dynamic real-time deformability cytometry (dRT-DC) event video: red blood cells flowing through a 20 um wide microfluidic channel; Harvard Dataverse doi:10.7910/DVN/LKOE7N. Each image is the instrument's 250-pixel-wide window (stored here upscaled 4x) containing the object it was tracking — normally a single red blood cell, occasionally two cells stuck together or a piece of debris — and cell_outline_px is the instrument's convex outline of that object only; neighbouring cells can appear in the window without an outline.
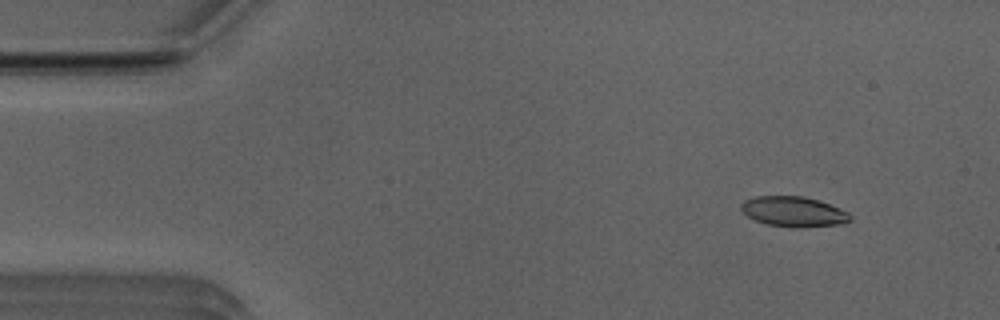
{"species": "Egyptian fruit bat (a non-hibernating species)", "species_latin": "Rousettus aegyptiacus", "temperature_condition": "room temperature", "stored_images_in_passage": 51, "camera_frame_rate_fps": 3000, "um_per_image_px": 0.085, "animal": {"sex": "male"}, "frame": {"image": 1, "passage_image": 5, "time_ms": 1.333, "image_size_px": [1000, 320], "cell_outline_px": [[852, 220], [840, 224], [800, 228], [768, 224], [756, 220], [748, 216], [740, 208], [740, 204], [744, 200], [756, 196], [804, 196], [820, 200], [848, 212], [852, 216]], "centroid_in_image_um": [67.48, 17.98], "position_along_channel_um": 17.5, "area_um2": 19.19}}
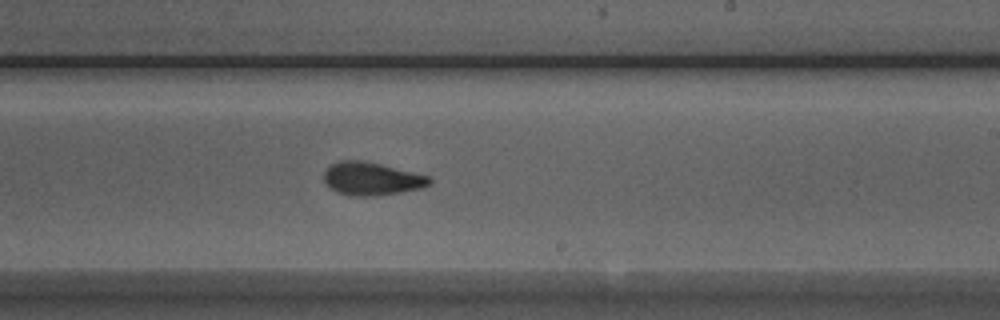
{"frame": {"image": 2, "passage_image": 30, "time_ms": 9.667, "image_size_px": [1000, 320], "cell_outline_px": [[432, 184], [420, 188], [400, 192], [376, 196], [348, 196], [336, 192], [324, 180], [324, 172], [332, 164], [340, 160], [364, 160], [432, 176]], "centroid_in_image_um": [31.63, 15.19], "position_along_channel_um": 257.4, "area_um2": 20.46}}
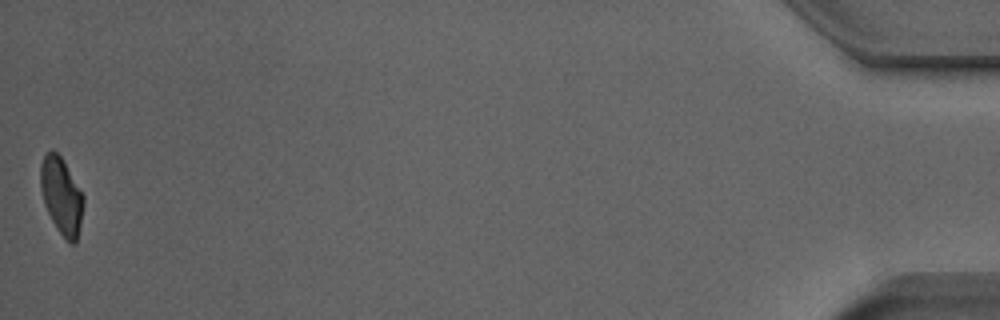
{"frame": {"image": 3, "passage_image": 51, "time_ms": 16.667, "image_size_px": [1000, 320], "cell_outline_px": [[84, 204], [76, 244], [72, 244], [64, 240], [52, 220], [44, 204], [40, 184], [40, 164], [44, 156], [52, 148], [60, 156], [84, 196]], "centroid_in_image_um": [5.22, 16.68], "position_along_channel_um": 430.0, "area_um2": 19.07}, "authors_computed_cell_mechanics": {"area_um2": 19.9988, "velocity_mm_per_s": 3.9563, "shape_relaxation_time_tau1_ms": 4.3751, "shape_relaxation_time_tau2_ms": 1.9503, "deformation_change_tau1": 0.1561, "deformation_change_tau2": 0.0739}}